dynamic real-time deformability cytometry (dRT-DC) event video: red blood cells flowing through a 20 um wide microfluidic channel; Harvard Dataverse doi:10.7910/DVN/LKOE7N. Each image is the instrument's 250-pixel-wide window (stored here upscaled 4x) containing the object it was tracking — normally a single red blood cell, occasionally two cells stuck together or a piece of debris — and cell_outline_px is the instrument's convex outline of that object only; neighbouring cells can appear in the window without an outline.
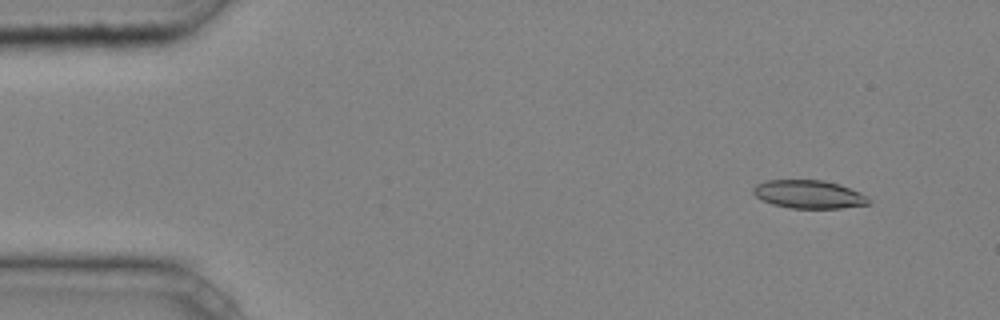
{"species": "common noctule bat (a hibernating species)", "species_latin": "Nyctalus noctula", "temperature_condition": "cold", "stored_images_in_passage": 42, "camera_frame_rate_fps": 3000, "um_per_image_px": 0.085, "animal": {"sex": "male", "body_mass_g": 20.4}, "frame": {"image": 1, "passage_image": 1, "time_ms": 0.0, "image_size_px": [1000, 320], "cell_outline_px": [[872, 200], [868, 204], [840, 208], [792, 208], [772, 204], [760, 200], [752, 192], [752, 188], [756, 184], [768, 180], [824, 180], [840, 184], [860, 192], [868, 196]], "centroid_in_image_um": [68.75, 16.51], "position_along_channel_um": 16.2, "area_um2": 19.13}}
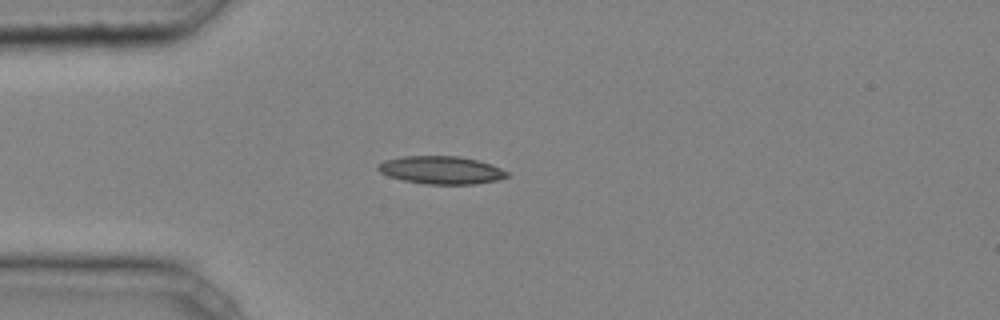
{"frame": {"image": 2, "passage_image": 9, "time_ms": 2.667, "image_size_px": [1000, 320], "cell_outline_px": [[508, 176], [496, 180], [476, 184], [424, 184], [404, 180], [388, 176], [380, 172], [376, 168], [376, 164], [384, 160], [404, 156], [460, 156], [492, 164], [508, 172]], "centroid_in_image_um": [37.47, 14.45], "position_along_channel_um": 47.5, "area_um2": 20.98}}
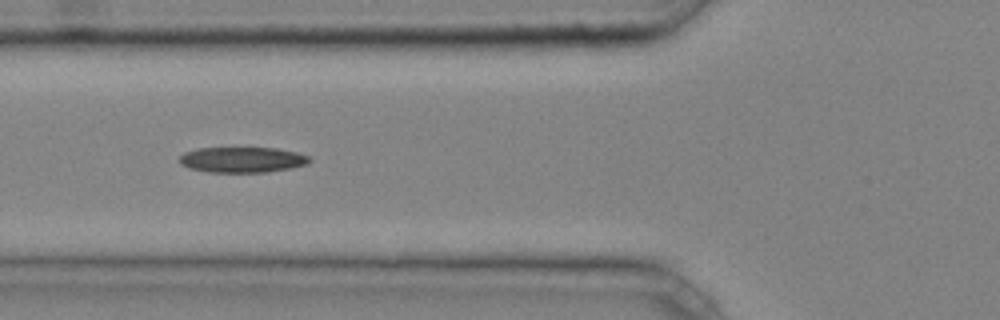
{"frame": {"image": 3, "passage_image": 14, "time_ms": 4.333, "image_size_px": [1000, 320], "cell_outline_px": [[312, 160], [308, 164], [292, 168], [268, 172], [208, 172], [188, 168], [180, 164], [180, 156], [184, 152], [196, 148], [276, 148], [296, 152], [308, 156]], "centroid_in_image_um": [20.59, 13.58], "position_along_channel_um": 105.2, "area_um2": 19.48}, "authors_computed_cell_mechanics": {"area_um2": 19.3919, "velocity_mm_per_s": 4.2552, "shape_relaxation_time_tau1_ms": 2.5976, "shape_relaxation_time_tau2_ms": 9.2816, "deformation_change_tau1": 0.0874, "deformation_change_tau2": 0.1586}}